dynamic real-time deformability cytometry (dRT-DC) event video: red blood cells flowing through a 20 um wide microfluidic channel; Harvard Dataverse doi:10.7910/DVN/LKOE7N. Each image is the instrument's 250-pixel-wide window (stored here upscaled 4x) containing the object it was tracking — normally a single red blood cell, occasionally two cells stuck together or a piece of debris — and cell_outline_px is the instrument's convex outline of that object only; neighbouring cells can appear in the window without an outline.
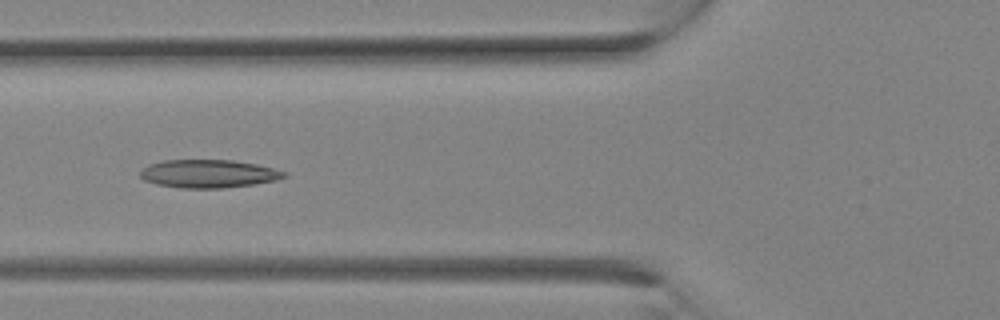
{"species": "Egyptian fruit bat (a non-hibernating species)", "species_latin": "Rousettus aegyptiacus", "temperature_condition": "room temperature", "stored_images_in_passage": 12, "camera_frame_rate_fps": 3000, "um_per_image_px": 0.085, "animal": {"sex": "female"}, "frame": {"image": 1, "passage_image": 9, "time_ms": 2.667, "image_size_px": [1000, 320], "cell_outline_px": [[288, 176], [276, 180], [252, 184], [220, 188], [180, 188], [156, 184], [144, 180], [140, 176], [140, 168], [148, 164], [164, 160], [232, 160], [256, 164], [288, 172]], "centroid_in_image_um": [17.69, 14.76], "position_along_channel_um": 108.1, "area_um2": 23.64}}
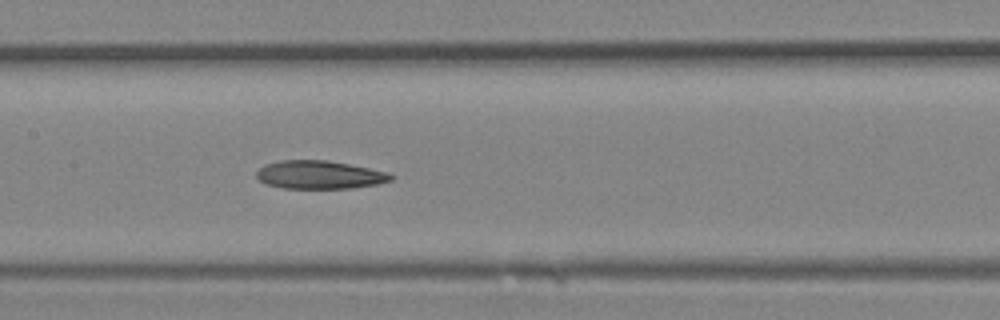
{"frame": {"image": 2, "passage_image": 12, "time_ms": 3.667, "image_size_px": [1000, 320], "cell_outline_px": [[396, 176], [392, 180], [376, 184], [352, 188], [284, 188], [264, 184], [256, 176], [256, 172], [264, 164], [280, 160], [328, 160], [388, 172]], "centroid_in_image_um": [27.14, 14.85], "position_along_channel_um": 180.3, "area_um2": 22.14}}